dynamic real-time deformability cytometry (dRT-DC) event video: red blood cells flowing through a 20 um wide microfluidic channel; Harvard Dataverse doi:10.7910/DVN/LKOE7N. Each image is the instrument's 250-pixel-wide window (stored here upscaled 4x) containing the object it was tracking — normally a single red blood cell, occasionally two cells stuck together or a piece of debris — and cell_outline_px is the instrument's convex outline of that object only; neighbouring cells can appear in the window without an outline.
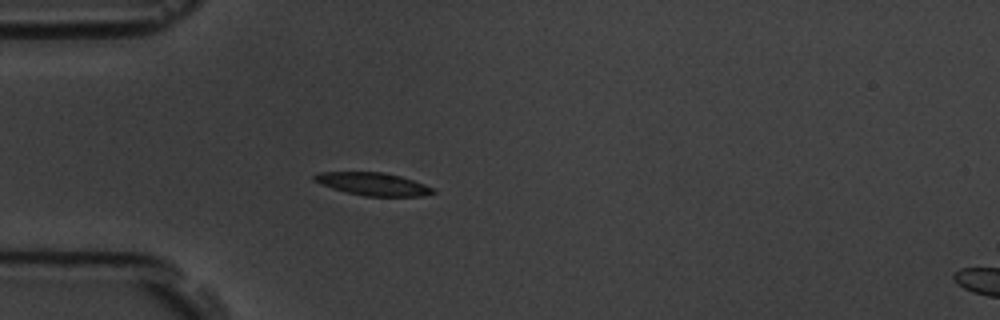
{"species": "common noctule bat (a hibernating species)", "species_latin": "Nyctalus noctula", "temperature_condition": "room temperature", "stored_images_in_passage": 4, "camera_frame_rate_fps": 3000, "um_per_image_px": 0.085, "animal": {"sex": "male", "body_mass_g": 19.5, "forearm_length_mm": 54.6}, "frame": {"image": 1, "passage_image": 4, "time_ms": 3.333, "image_size_px": [1000, 320], "cell_outline_px": [[436, 192], [424, 196], [364, 196], [332, 188], [320, 184], [312, 180], [312, 176], [320, 172], [380, 172], [400, 176], [424, 184], [432, 188]], "centroid_in_image_um": [31.67, 15.64], "position_along_channel_um": 53.3, "area_um2": 15.61}}